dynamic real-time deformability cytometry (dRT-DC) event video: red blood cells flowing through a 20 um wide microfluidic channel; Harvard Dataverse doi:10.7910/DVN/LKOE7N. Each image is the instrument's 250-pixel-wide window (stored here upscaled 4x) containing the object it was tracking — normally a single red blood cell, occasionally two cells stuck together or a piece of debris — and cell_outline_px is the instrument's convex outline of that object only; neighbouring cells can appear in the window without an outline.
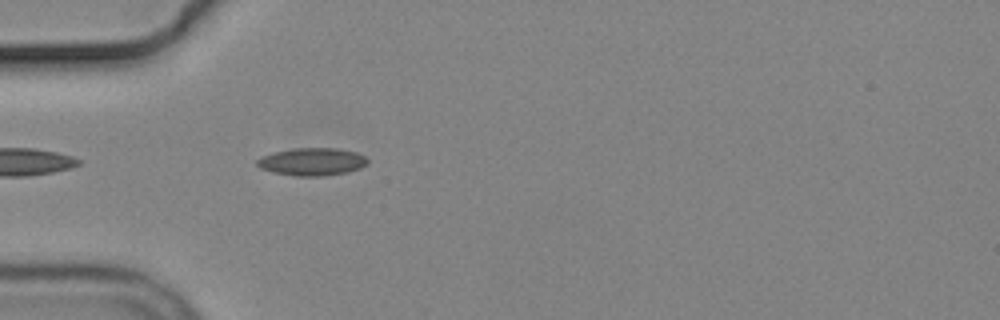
{"species": "common noctule bat (a hibernating species)", "species_latin": "Nyctalus noctula", "temperature_condition": "cold", "stored_images_in_passage": 5, "camera_frame_rate_fps": 3000, "um_per_image_px": 0.085, "animal": {"sex": "male", "body_mass_g": 19.2, "forearm_length_mm": 51.8}, "frame": {"image": 1, "passage_image": 5, "time_ms": 5.333, "image_size_px": [1000, 320], "cell_outline_px": [[368, 160], [360, 168], [348, 172], [324, 176], [296, 176], [272, 172], [260, 168], [256, 164], [256, 160], [264, 156], [276, 152], [292, 148], [336, 148], [356, 152], [364, 156]], "centroid_in_image_um": [26.52, 13.75], "position_along_channel_um": 58.5, "area_um2": 17.69}}